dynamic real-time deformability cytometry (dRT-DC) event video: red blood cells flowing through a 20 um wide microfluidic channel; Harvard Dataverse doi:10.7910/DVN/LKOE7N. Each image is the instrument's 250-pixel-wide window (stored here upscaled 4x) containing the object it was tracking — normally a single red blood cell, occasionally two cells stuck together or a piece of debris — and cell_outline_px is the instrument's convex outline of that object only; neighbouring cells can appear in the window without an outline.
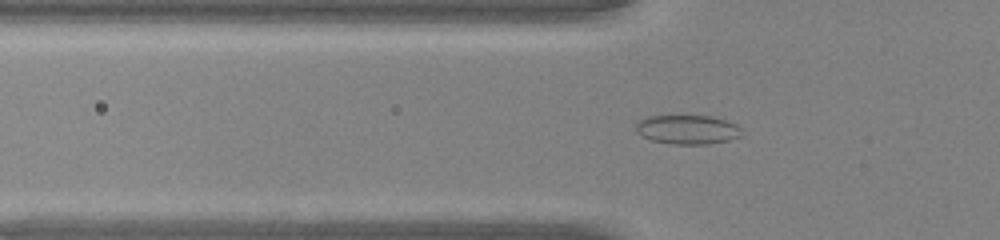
{"species": "common noctule bat (a hibernating species)", "species_latin": "Nyctalus noctula", "temperature_condition": "warm", "stored_images_in_passage": 32, "camera_frame_rate_fps": 3000, "um_per_image_px": 0.085, "animal": {"sex": "male", "body_mass_g": 20.0, "forearm_length_mm": 53.3}, "frame": {"image": 1, "passage_image": 5, "time_ms": 1.333, "image_size_px": [1000, 240], "cell_outline_px": [[740, 136], [728, 140], [708, 144], [672, 144], [652, 140], [636, 132], [636, 124], [640, 120], [648, 116], [712, 116], [736, 124], [740, 128]], "centroid_in_image_um": [58.42, 11.01], "position_along_channel_um": 67.4, "area_um2": 17.74}}
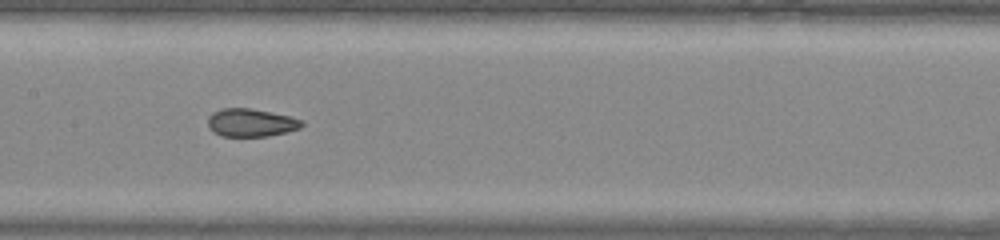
{"frame": {"image": 2, "passage_image": 13, "time_ms": 4.0, "image_size_px": [1000, 240], "cell_outline_px": [[304, 124], [300, 128], [288, 132], [268, 136], [220, 136], [212, 132], [208, 128], [208, 116], [212, 112], [220, 108], [248, 108], [292, 116], [300, 120]], "centroid_in_image_um": [21.3, 10.43], "position_along_channel_um": 186.1, "area_um2": 15.49}}
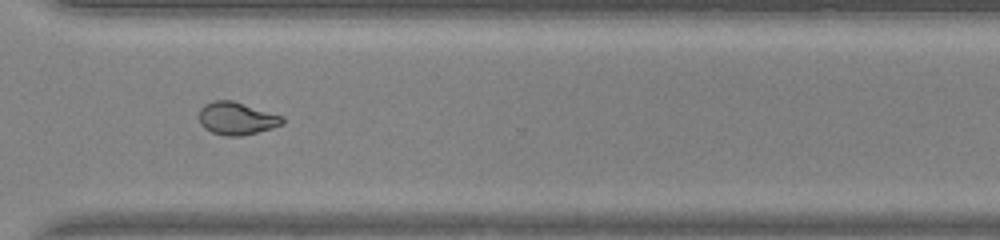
{"frame": {"image": 3, "passage_image": 24, "time_ms": 7.667, "image_size_px": [1000, 240], "cell_outline_px": [[284, 124], [272, 128], [240, 136], [224, 136], [212, 132], [204, 128], [200, 124], [200, 108], [204, 104], [216, 100], [232, 100], [284, 116]], "centroid_in_image_um": [20.13, 10.06], "position_along_channel_um": 350.5, "area_um2": 15.9}}